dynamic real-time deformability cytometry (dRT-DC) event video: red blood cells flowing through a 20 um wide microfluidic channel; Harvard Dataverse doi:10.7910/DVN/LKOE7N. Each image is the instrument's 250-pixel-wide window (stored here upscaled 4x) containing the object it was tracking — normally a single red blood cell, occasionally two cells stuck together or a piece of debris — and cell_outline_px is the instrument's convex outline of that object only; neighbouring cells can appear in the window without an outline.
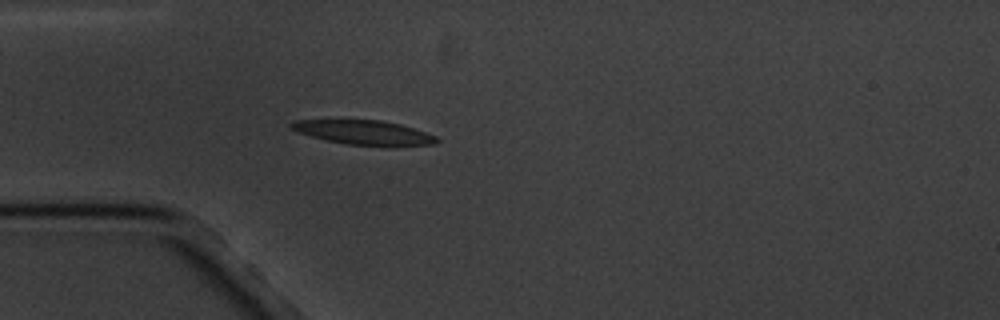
{"species": "common noctule bat (a hibernating species)", "species_latin": "Nyctalus noctula", "temperature_condition": "cold", "stored_images_in_passage": 5, "camera_frame_rate_fps": 3000, "um_per_image_px": 0.085, "animal": {"sex": "male", "body_mass_g": 20.1, "forearm_length_mm": 53.5}, "frame": {"image": 1, "passage_image": 5, "time_ms": 4.667, "image_size_px": [1000, 320], "cell_outline_px": [[440, 140], [436, 144], [396, 148], [392, 148], [344, 144], [296, 132], [288, 124], [296, 120], [380, 120], [400, 124], [436, 136]], "centroid_in_image_um": [31.02, 11.3], "position_along_channel_um": 54.0, "area_um2": 21.15}}